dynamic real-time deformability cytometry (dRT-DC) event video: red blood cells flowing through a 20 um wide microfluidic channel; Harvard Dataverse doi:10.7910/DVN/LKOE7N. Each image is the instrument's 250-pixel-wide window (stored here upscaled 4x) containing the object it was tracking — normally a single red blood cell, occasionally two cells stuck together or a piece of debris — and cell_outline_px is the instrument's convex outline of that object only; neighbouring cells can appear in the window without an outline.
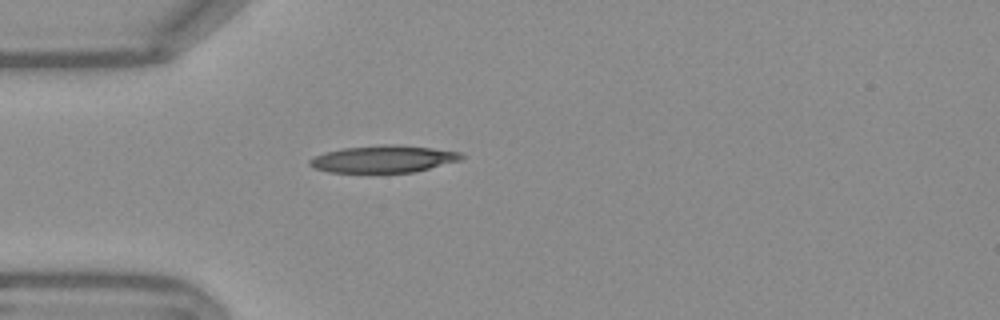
{"species": "Egyptian fruit bat (a non-hibernating species)", "species_latin": "Rousettus aegyptiacus", "temperature_condition": "warm", "stored_images_in_passage": 33, "camera_frame_rate_fps": 3000, "um_per_image_px": 0.085, "frame": {"image": 1, "passage_image": 1, "time_ms": 0.0, "image_size_px": [1000, 320], "cell_outline_px": [[464, 156], [460, 160], [412, 172], [328, 172], [316, 168], [308, 164], [308, 160], [312, 156], [324, 152], [344, 148], [384, 144], [392, 144], [432, 148], [460, 152]], "centroid_in_image_um": [32.53, 13.5], "position_along_channel_um": 52.5, "area_um2": 23.76}}
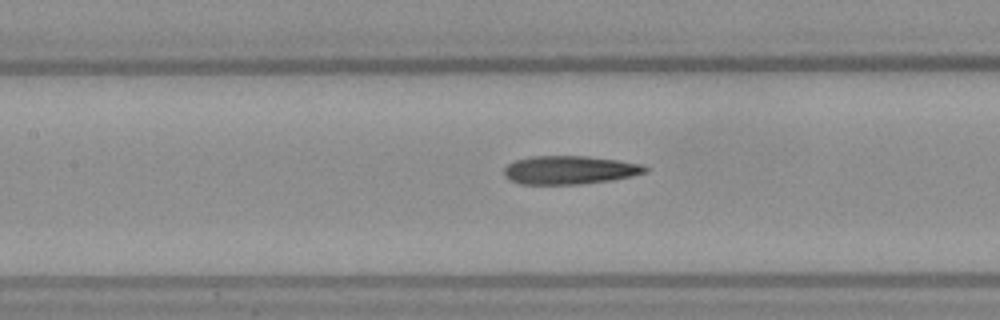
{"frame": {"image": 2, "passage_image": 10, "time_ms": 3.0, "image_size_px": [1000, 320], "cell_outline_px": [[648, 172], [632, 176], [612, 180], [580, 184], [520, 184], [508, 180], [504, 176], [504, 168], [508, 164], [516, 160], [532, 156], [588, 156], [616, 160], [640, 164], [648, 168]], "centroid_in_image_um": [48.39, 14.45], "position_along_channel_um": 159.0, "area_um2": 23.41}}
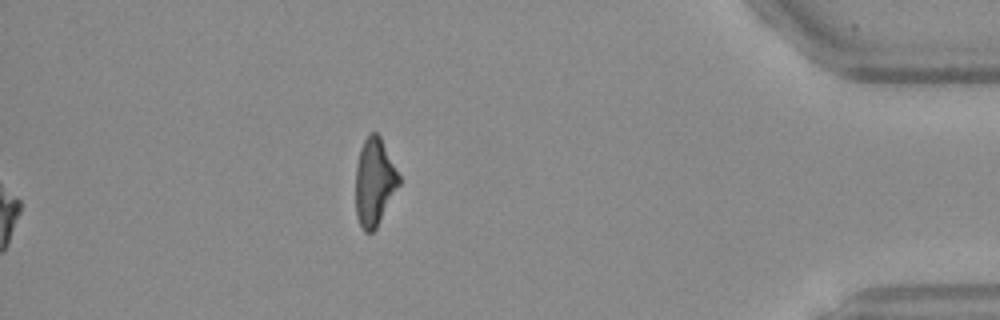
{"frame": {"image": 3, "passage_image": 33, "time_ms": 10.667, "image_size_px": [1000, 320], "cell_outline_px": [[400, 184], [376, 228], [372, 232], [364, 232], [356, 216], [356, 164], [360, 148], [364, 140], [372, 132], [376, 132], [380, 136], [400, 176]], "centroid_in_image_um": [31.82, 15.47], "position_along_channel_um": 403.4, "area_um2": 21.96}, "authors_computed_cell_mechanics": {"area_um2": 23.5246, "velocity_mm_per_s": 3.7857, "shape_relaxation_time_tau1_ms": 5.5087, "shape_relaxation_time_tau2_ms": 3.5761, "deformation_change_tau1": 0.2042, "deformation_change_tau2": 0.1702}}